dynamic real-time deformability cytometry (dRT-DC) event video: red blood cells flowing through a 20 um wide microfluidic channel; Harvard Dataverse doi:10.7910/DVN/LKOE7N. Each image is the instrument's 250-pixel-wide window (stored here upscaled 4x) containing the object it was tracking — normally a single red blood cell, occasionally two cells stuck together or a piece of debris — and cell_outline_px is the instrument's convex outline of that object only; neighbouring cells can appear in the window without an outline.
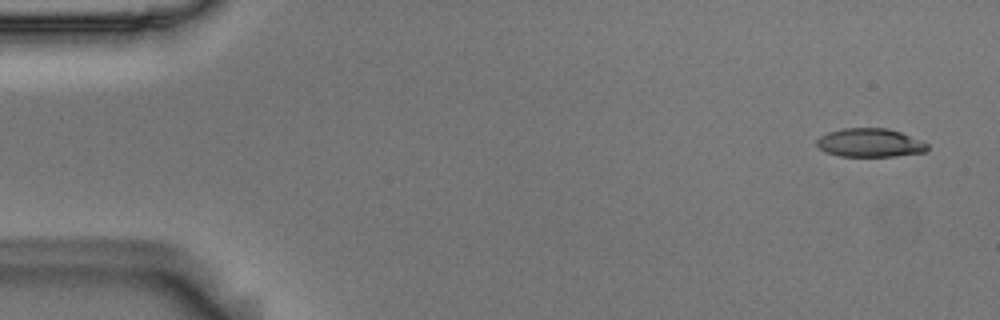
{"species": "Egyptian fruit bat (a non-hibernating species)", "species_latin": "Rousettus aegyptiacus", "temperature_condition": "room temperature", "stored_images_in_passage": 4, "camera_frame_rate_fps": 3000, "um_per_image_px": 0.085, "animal": {"sex": "male"}, "frame": {"image": 1, "passage_image": 1, "time_ms": 0.0, "image_size_px": [1000, 320], "cell_outline_px": [[928, 148], [924, 152], [896, 156], [840, 156], [824, 152], [816, 144], [816, 140], [820, 136], [828, 132], [844, 128], [888, 128], [900, 132], [928, 144]], "centroid_in_image_um": [73.91, 12.14], "position_along_channel_um": 11.1, "area_um2": 18.32}}